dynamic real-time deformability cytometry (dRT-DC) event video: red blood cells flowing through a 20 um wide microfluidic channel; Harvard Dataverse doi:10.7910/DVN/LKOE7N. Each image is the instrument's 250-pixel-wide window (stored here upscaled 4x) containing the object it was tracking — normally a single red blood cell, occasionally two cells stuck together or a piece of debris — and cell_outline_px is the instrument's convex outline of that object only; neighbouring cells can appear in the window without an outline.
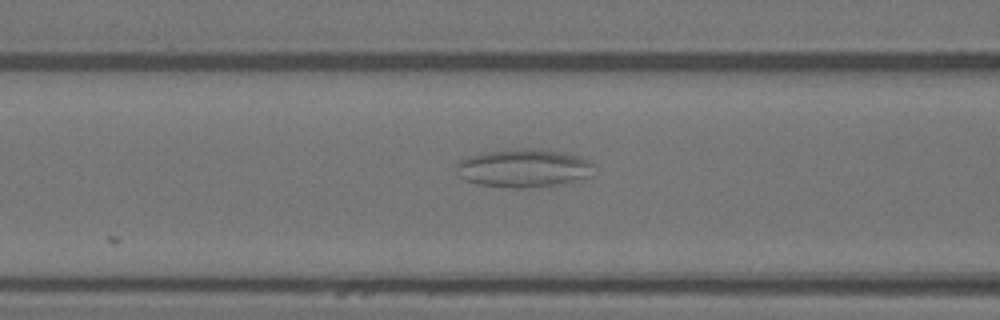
{"species": "Egyptian fruit bat (a non-hibernating species)", "species_latin": "Rousettus aegyptiacus", "temperature_condition": "warm", "stored_images_in_passage": 31, "camera_frame_rate_fps": 3000, "um_per_image_px": 0.085, "animal": {"sex": "female"}, "frame": {"image": 1, "passage_image": 21, "time_ms": 6.667, "image_size_px": [1000, 320], "cell_outline_px": [[592, 164], [588, 176], [568, 184], [528, 188], [512, 188], [480, 184], [464, 180], [460, 176], [456, 168], [456, 164], [460, 160], [472, 156], [488, 152], [520, 148], [532, 148], [560, 152], [576, 156], [588, 160]], "centroid_in_image_um": [44.5, 14.31], "position_along_channel_um": 122.1, "area_um2": 30.35}}
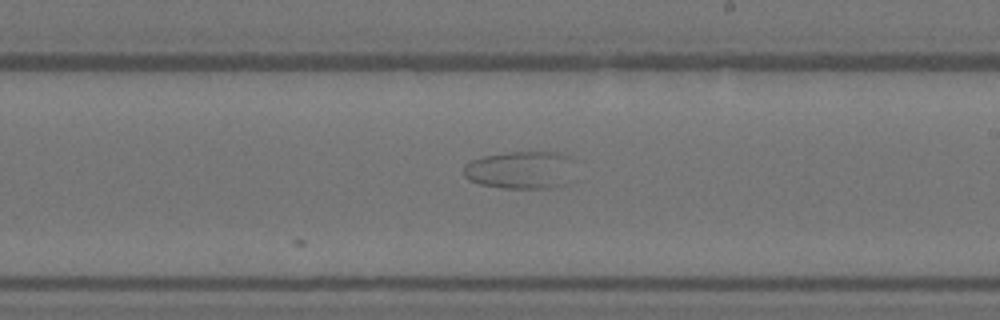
{"frame": {"image": 2, "passage_image": 31, "time_ms": 10.0, "image_size_px": [1000, 320], "cell_outline_px": [[572, 180], [568, 184], [552, 188], [500, 188], [480, 184], [468, 180], [464, 176], [464, 164], [472, 160], [484, 156], [508, 152], [560, 152], [572, 156]], "centroid_in_image_um": [44.3, 14.45], "position_along_channel_um": 244.7, "area_um2": 24.97}}